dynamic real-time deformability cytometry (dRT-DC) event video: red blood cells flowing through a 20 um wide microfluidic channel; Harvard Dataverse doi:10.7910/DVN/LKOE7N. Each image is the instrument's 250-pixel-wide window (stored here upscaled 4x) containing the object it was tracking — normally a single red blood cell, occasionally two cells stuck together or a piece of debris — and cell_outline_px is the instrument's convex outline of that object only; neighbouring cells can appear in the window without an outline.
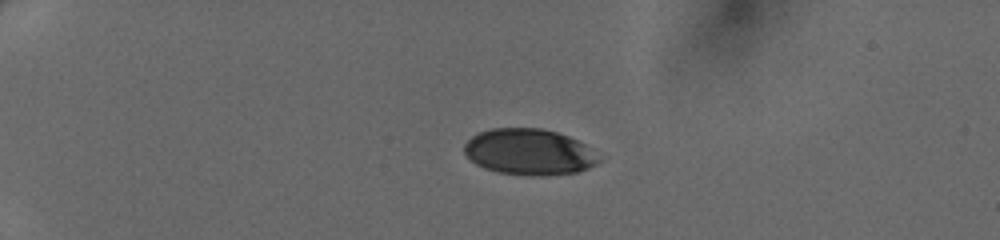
{"species": "human", "species_latin": "Homo sapiens", "temperature_condition": "cold", "stored_images_in_passage": 37, "camera_frame_rate_fps": 3000, "um_per_image_px": 0.085, "donor": {"sex": "female"}, "frame": {"image": 1, "passage_image": 1, "time_ms": 0.0, "image_size_px": [1000, 240], "cell_outline_px": [[604, 160], [588, 168], [576, 172], [544, 176], [528, 176], [500, 172], [484, 168], [476, 164], [464, 152], [464, 144], [472, 136], [480, 132], [492, 128], [540, 128], [556, 132], [568, 136], [584, 144]], "centroid_in_image_um": [44.99, 12.92], "position_along_channel_um": 40.0, "area_um2": 36.13}}
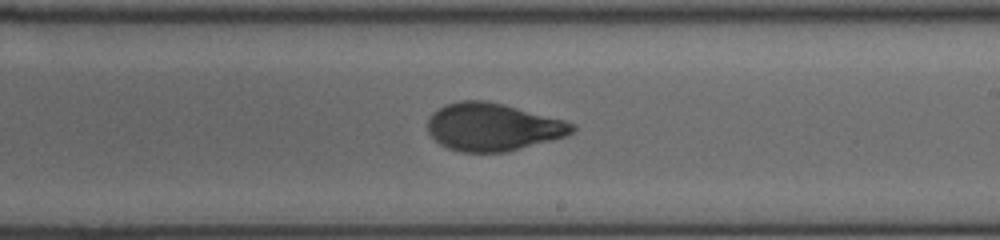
{"frame": {"image": 2, "passage_image": 20, "time_ms": 6.333, "image_size_px": [1000, 240], "cell_outline_px": [[576, 128], [568, 136], [508, 152], [460, 152], [448, 148], [440, 144], [428, 132], [428, 120], [440, 108], [448, 104], [460, 100], [484, 100], [504, 104], [564, 120], [576, 124]], "centroid_in_image_um": [41.94, 10.81], "position_along_channel_um": 247.1, "area_um2": 40.11}}
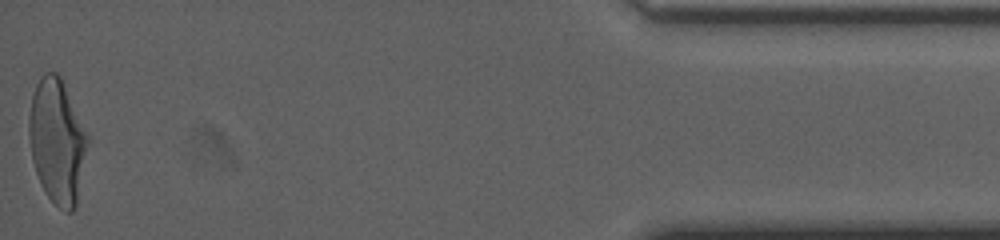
{"frame": {"image": 3, "passage_image": 37, "time_ms": 12.0, "image_size_px": [1000, 240], "cell_outline_px": [[88, 144], [76, 204], [72, 212], [64, 212], [48, 196], [40, 184], [32, 160], [28, 132], [28, 116], [32, 96], [36, 84], [40, 76], [44, 72], [56, 72], [60, 76], [88, 136]], "centroid_in_image_um": [4.83, 11.99], "position_along_channel_um": 430.4, "area_um2": 42.14}}